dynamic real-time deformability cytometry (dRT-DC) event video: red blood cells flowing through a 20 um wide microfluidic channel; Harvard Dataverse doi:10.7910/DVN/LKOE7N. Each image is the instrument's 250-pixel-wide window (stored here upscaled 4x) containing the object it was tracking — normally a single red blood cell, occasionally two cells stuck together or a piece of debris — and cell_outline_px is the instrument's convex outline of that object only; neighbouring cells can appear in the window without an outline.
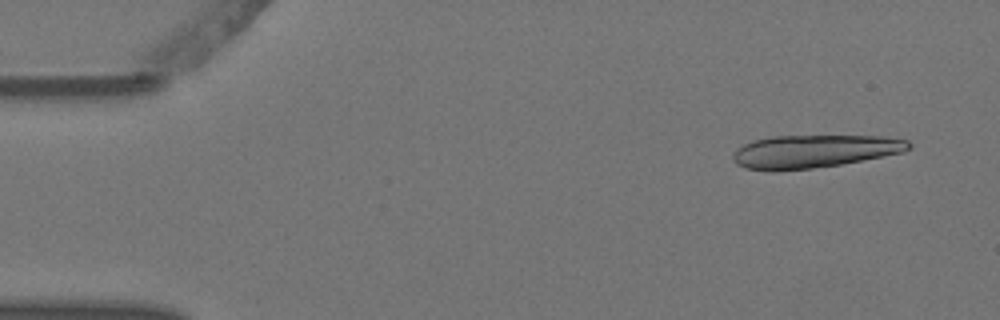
{"species": "Egyptian fruit bat (a non-hibernating species)", "species_latin": "Rousettus aegyptiacus", "temperature_condition": "warm", "stored_images_in_passage": 4, "camera_frame_rate_fps": 3000, "um_per_image_px": 0.085, "animal": {"sex": "female"}, "frame": {"image": 1, "passage_image": 1, "time_ms": 0.0, "image_size_px": [1000, 320], "cell_outline_px": [[912, 148], [904, 152], [840, 164], [812, 168], [772, 172], [744, 168], [736, 164], [732, 160], [732, 156], [736, 148], [744, 144], [756, 140], [772, 136], [880, 136], [908, 140], [912, 144]], "centroid_in_image_um": [69.17, 12.87], "position_along_channel_um": 15.8, "area_um2": 33.87}}